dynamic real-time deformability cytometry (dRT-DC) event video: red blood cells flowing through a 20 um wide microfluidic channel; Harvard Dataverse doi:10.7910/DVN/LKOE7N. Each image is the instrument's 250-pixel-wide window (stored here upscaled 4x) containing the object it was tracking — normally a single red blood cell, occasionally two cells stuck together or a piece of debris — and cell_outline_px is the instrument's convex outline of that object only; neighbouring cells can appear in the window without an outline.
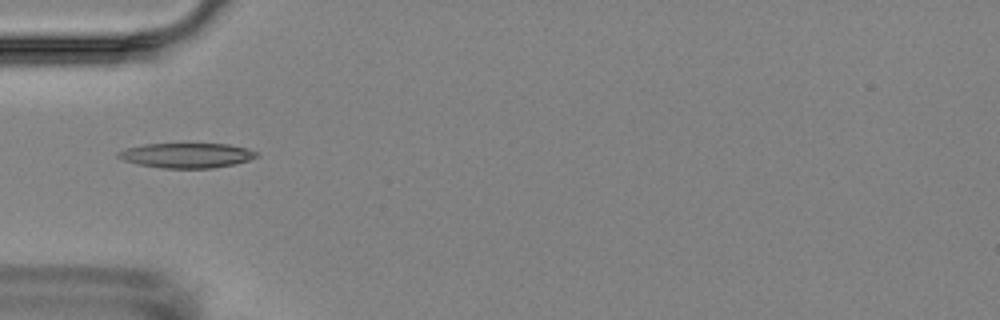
{"species": "Egyptian fruit bat (a non-hibernating species)", "species_latin": "Rousettus aegyptiacus", "temperature_condition": "room temperature", "stored_images_in_passage": 14, "camera_frame_rate_fps": 3000, "um_per_image_px": 0.085, "animal": {"sex": "female"}, "frame": {"image": 1, "passage_image": 5, "time_ms": 6.0, "image_size_px": [1000, 320], "cell_outline_px": [[260, 156], [248, 160], [232, 164], [212, 168], [160, 168], [136, 164], [124, 160], [116, 156], [116, 152], [128, 148], [144, 144], [228, 144], [248, 148], [256, 152]], "centroid_in_image_um": [15.85, 13.21], "position_along_channel_um": 69.1, "area_um2": 20.0}}
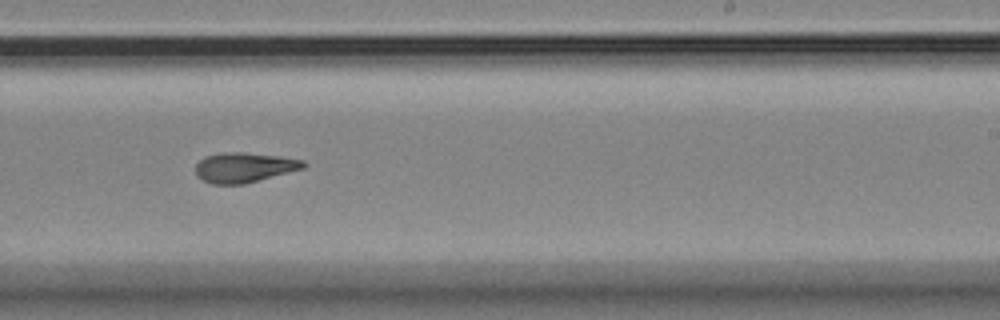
{"frame": {"image": 2, "passage_image": 10, "time_ms": 11.667, "image_size_px": [1000, 320], "cell_outline_px": [[308, 164], [304, 168], [244, 184], [212, 184], [196, 176], [196, 164], [204, 156], [224, 152], [244, 152], [280, 156], [304, 160]], "centroid_in_image_um": [20.76, 14.22], "position_along_channel_um": 268.2, "area_um2": 18.84}}
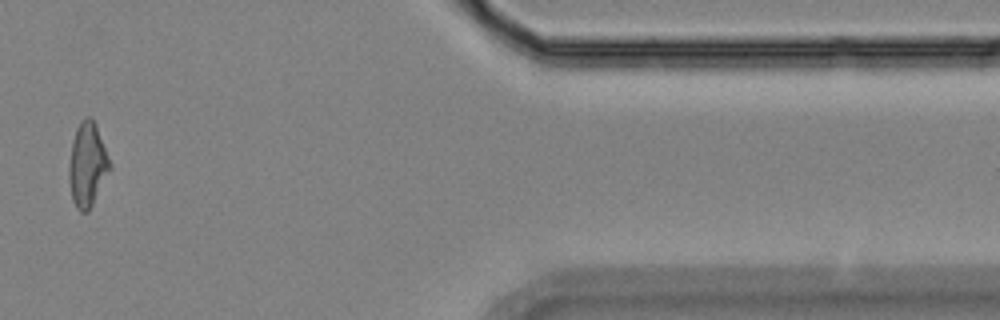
{"frame": {"image": 3, "passage_image": 13, "time_ms": 16.667, "image_size_px": [1000, 320], "cell_outline_px": [[112, 168], [88, 212], [80, 212], [76, 208], [72, 200], [68, 176], [68, 168], [72, 140], [76, 128], [80, 120], [84, 116], [92, 116], [96, 124], [112, 164]], "centroid_in_image_um": [7.43, 13.97], "position_along_channel_um": 404.0, "area_um2": 20.46}}